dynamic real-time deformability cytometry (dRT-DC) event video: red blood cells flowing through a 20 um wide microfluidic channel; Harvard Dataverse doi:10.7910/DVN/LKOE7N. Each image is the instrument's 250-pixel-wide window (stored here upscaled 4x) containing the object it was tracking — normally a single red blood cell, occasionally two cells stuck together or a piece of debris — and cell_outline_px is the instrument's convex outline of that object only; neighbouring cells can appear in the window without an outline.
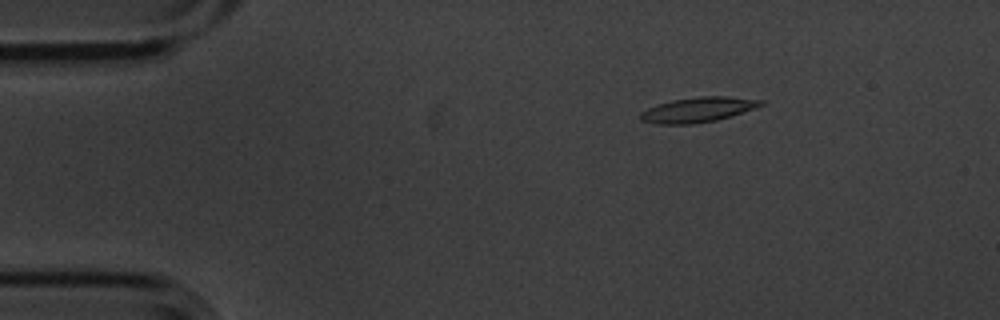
{"species": "common noctule bat (a hibernating species)", "species_latin": "Nyctalus noctula", "temperature_condition": "cold", "stored_images_in_passage": 4, "segment_of_instrument_passage": [1, 2], "camera_frame_rate_fps": 3000, "um_per_image_px": 0.085, "animal": {"sex": "male", "body_mass_g": 20.1, "forearm_length_mm": 53.5}, "frame": {"image": 1, "passage_image": 1, "time_ms": 0.0, "image_size_px": [1000, 320], "cell_outline_px": [[764, 104], [716, 120], [692, 124], [656, 124], [640, 120], [640, 112], [656, 104], [672, 100], [700, 96], [728, 96], [764, 100]], "centroid_in_image_um": [59.26, 9.32], "position_along_channel_um": 25.7, "area_um2": 17.34}}